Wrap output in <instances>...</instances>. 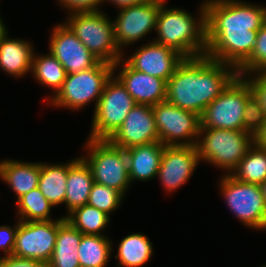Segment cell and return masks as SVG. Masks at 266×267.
Returning <instances> with one entry per match:
<instances>
[{
    "label": "cell",
    "instance_id": "cell-1",
    "mask_svg": "<svg viewBox=\"0 0 266 267\" xmlns=\"http://www.w3.org/2000/svg\"><path fill=\"white\" fill-rule=\"evenodd\" d=\"M205 55L238 69L252 54L266 8L237 0H207Z\"/></svg>",
    "mask_w": 266,
    "mask_h": 267
},
{
    "label": "cell",
    "instance_id": "cell-2",
    "mask_svg": "<svg viewBox=\"0 0 266 267\" xmlns=\"http://www.w3.org/2000/svg\"><path fill=\"white\" fill-rule=\"evenodd\" d=\"M237 76L235 67L207 55L184 58L167 81L166 101L201 116Z\"/></svg>",
    "mask_w": 266,
    "mask_h": 267
},
{
    "label": "cell",
    "instance_id": "cell-3",
    "mask_svg": "<svg viewBox=\"0 0 266 267\" xmlns=\"http://www.w3.org/2000/svg\"><path fill=\"white\" fill-rule=\"evenodd\" d=\"M164 3L161 4L157 16L156 31L159 38L155 42L174 49L184 58L205 55L207 44L204 4L200 10L201 18L199 22H195L188 12L178 8L167 10Z\"/></svg>",
    "mask_w": 266,
    "mask_h": 267
},
{
    "label": "cell",
    "instance_id": "cell-4",
    "mask_svg": "<svg viewBox=\"0 0 266 267\" xmlns=\"http://www.w3.org/2000/svg\"><path fill=\"white\" fill-rule=\"evenodd\" d=\"M66 25L100 61L114 65L113 69L122 63L113 23L102 11L72 13Z\"/></svg>",
    "mask_w": 266,
    "mask_h": 267
},
{
    "label": "cell",
    "instance_id": "cell-5",
    "mask_svg": "<svg viewBox=\"0 0 266 267\" xmlns=\"http://www.w3.org/2000/svg\"><path fill=\"white\" fill-rule=\"evenodd\" d=\"M201 134L205 136L196 144L199 159L231 172L255 143L254 136L243 130L201 127Z\"/></svg>",
    "mask_w": 266,
    "mask_h": 267
},
{
    "label": "cell",
    "instance_id": "cell-6",
    "mask_svg": "<svg viewBox=\"0 0 266 267\" xmlns=\"http://www.w3.org/2000/svg\"><path fill=\"white\" fill-rule=\"evenodd\" d=\"M87 145L89 157L82 158L91 168L94 182L125 194L131 183L125 149L114 146L108 139L89 138Z\"/></svg>",
    "mask_w": 266,
    "mask_h": 267
},
{
    "label": "cell",
    "instance_id": "cell-7",
    "mask_svg": "<svg viewBox=\"0 0 266 267\" xmlns=\"http://www.w3.org/2000/svg\"><path fill=\"white\" fill-rule=\"evenodd\" d=\"M252 95L249 82L238 75L200 116L201 127L243 130L245 103Z\"/></svg>",
    "mask_w": 266,
    "mask_h": 267
},
{
    "label": "cell",
    "instance_id": "cell-8",
    "mask_svg": "<svg viewBox=\"0 0 266 267\" xmlns=\"http://www.w3.org/2000/svg\"><path fill=\"white\" fill-rule=\"evenodd\" d=\"M113 66L99 61L93 68L67 74L51 103L77 110L96 98L97 105L107 80L114 73Z\"/></svg>",
    "mask_w": 266,
    "mask_h": 267
},
{
    "label": "cell",
    "instance_id": "cell-9",
    "mask_svg": "<svg viewBox=\"0 0 266 267\" xmlns=\"http://www.w3.org/2000/svg\"><path fill=\"white\" fill-rule=\"evenodd\" d=\"M112 77L114 75L107 80L95 105L90 139H109L136 104L120 80Z\"/></svg>",
    "mask_w": 266,
    "mask_h": 267
},
{
    "label": "cell",
    "instance_id": "cell-10",
    "mask_svg": "<svg viewBox=\"0 0 266 267\" xmlns=\"http://www.w3.org/2000/svg\"><path fill=\"white\" fill-rule=\"evenodd\" d=\"M152 111L159 141L164 146H196L201 128L198 114L181 109L166 100L153 105ZM180 139L185 141H177Z\"/></svg>",
    "mask_w": 266,
    "mask_h": 267
},
{
    "label": "cell",
    "instance_id": "cell-11",
    "mask_svg": "<svg viewBox=\"0 0 266 267\" xmlns=\"http://www.w3.org/2000/svg\"><path fill=\"white\" fill-rule=\"evenodd\" d=\"M221 179L222 195L231 212L249 227L266 229V203L261 186L240 182L229 174Z\"/></svg>",
    "mask_w": 266,
    "mask_h": 267
},
{
    "label": "cell",
    "instance_id": "cell-12",
    "mask_svg": "<svg viewBox=\"0 0 266 267\" xmlns=\"http://www.w3.org/2000/svg\"><path fill=\"white\" fill-rule=\"evenodd\" d=\"M12 256L34 259L47 264L53 254L58 233V220L20 221Z\"/></svg>",
    "mask_w": 266,
    "mask_h": 267
},
{
    "label": "cell",
    "instance_id": "cell-13",
    "mask_svg": "<svg viewBox=\"0 0 266 267\" xmlns=\"http://www.w3.org/2000/svg\"><path fill=\"white\" fill-rule=\"evenodd\" d=\"M166 0H148L138 5L121 8L113 22L114 38L119 49L146 36L156 29L161 4ZM122 45V46H121Z\"/></svg>",
    "mask_w": 266,
    "mask_h": 267
},
{
    "label": "cell",
    "instance_id": "cell-14",
    "mask_svg": "<svg viewBox=\"0 0 266 267\" xmlns=\"http://www.w3.org/2000/svg\"><path fill=\"white\" fill-rule=\"evenodd\" d=\"M108 140L122 149L160 142L152 106L135 104L122 125Z\"/></svg>",
    "mask_w": 266,
    "mask_h": 267
},
{
    "label": "cell",
    "instance_id": "cell-15",
    "mask_svg": "<svg viewBox=\"0 0 266 267\" xmlns=\"http://www.w3.org/2000/svg\"><path fill=\"white\" fill-rule=\"evenodd\" d=\"M49 48L67 74L93 68L100 61L66 24L54 28Z\"/></svg>",
    "mask_w": 266,
    "mask_h": 267
},
{
    "label": "cell",
    "instance_id": "cell-16",
    "mask_svg": "<svg viewBox=\"0 0 266 267\" xmlns=\"http://www.w3.org/2000/svg\"><path fill=\"white\" fill-rule=\"evenodd\" d=\"M196 146H165L157 176L167 191L184 185L199 162Z\"/></svg>",
    "mask_w": 266,
    "mask_h": 267
},
{
    "label": "cell",
    "instance_id": "cell-17",
    "mask_svg": "<svg viewBox=\"0 0 266 267\" xmlns=\"http://www.w3.org/2000/svg\"><path fill=\"white\" fill-rule=\"evenodd\" d=\"M183 59L174 49L152 41L139 48L126 62L137 71L167 82Z\"/></svg>",
    "mask_w": 266,
    "mask_h": 267
},
{
    "label": "cell",
    "instance_id": "cell-18",
    "mask_svg": "<svg viewBox=\"0 0 266 267\" xmlns=\"http://www.w3.org/2000/svg\"><path fill=\"white\" fill-rule=\"evenodd\" d=\"M118 79L132 96L136 104L156 105L166 100L167 82L133 69L123 61Z\"/></svg>",
    "mask_w": 266,
    "mask_h": 267
},
{
    "label": "cell",
    "instance_id": "cell-19",
    "mask_svg": "<svg viewBox=\"0 0 266 267\" xmlns=\"http://www.w3.org/2000/svg\"><path fill=\"white\" fill-rule=\"evenodd\" d=\"M164 147L161 142H153L125 149L130 182L134 179L150 180L157 176Z\"/></svg>",
    "mask_w": 266,
    "mask_h": 267
},
{
    "label": "cell",
    "instance_id": "cell-20",
    "mask_svg": "<svg viewBox=\"0 0 266 267\" xmlns=\"http://www.w3.org/2000/svg\"><path fill=\"white\" fill-rule=\"evenodd\" d=\"M65 203L68 212L87 204L94 184L91 168L81 157L68 163Z\"/></svg>",
    "mask_w": 266,
    "mask_h": 267
},
{
    "label": "cell",
    "instance_id": "cell-21",
    "mask_svg": "<svg viewBox=\"0 0 266 267\" xmlns=\"http://www.w3.org/2000/svg\"><path fill=\"white\" fill-rule=\"evenodd\" d=\"M82 235L64 216L58 219L56 244L47 267H80L77 249Z\"/></svg>",
    "mask_w": 266,
    "mask_h": 267
},
{
    "label": "cell",
    "instance_id": "cell-22",
    "mask_svg": "<svg viewBox=\"0 0 266 267\" xmlns=\"http://www.w3.org/2000/svg\"><path fill=\"white\" fill-rule=\"evenodd\" d=\"M40 172L41 163L0 162V177L11 186L18 199L38 187Z\"/></svg>",
    "mask_w": 266,
    "mask_h": 267
},
{
    "label": "cell",
    "instance_id": "cell-23",
    "mask_svg": "<svg viewBox=\"0 0 266 267\" xmlns=\"http://www.w3.org/2000/svg\"><path fill=\"white\" fill-rule=\"evenodd\" d=\"M7 38L6 35L0 42V67L12 76L22 77L32 69V45Z\"/></svg>",
    "mask_w": 266,
    "mask_h": 267
},
{
    "label": "cell",
    "instance_id": "cell-24",
    "mask_svg": "<svg viewBox=\"0 0 266 267\" xmlns=\"http://www.w3.org/2000/svg\"><path fill=\"white\" fill-rule=\"evenodd\" d=\"M67 176L68 164L50 166L41 163L38 188L53 206L65 203Z\"/></svg>",
    "mask_w": 266,
    "mask_h": 267
},
{
    "label": "cell",
    "instance_id": "cell-25",
    "mask_svg": "<svg viewBox=\"0 0 266 267\" xmlns=\"http://www.w3.org/2000/svg\"><path fill=\"white\" fill-rule=\"evenodd\" d=\"M230 175L240 182L261 185L266 181V148L254 143Z\"/></svg>",
    "mask_w": 266,
    "mask_h": 267
},
{
    "label": "cell",
    "instance_id": "cell-26",
    "mask_svg": "<svg viewBox=\"0 0 266 267\" xmlns=\"http://www.w3.org/2000/svg\"><path fill=\"white\" fill-rule=\"evenodd\" d=\"M152 244L143 234H130L124 237L118 247L119 264L123 267H139L145 264L152 255Z\"/></svg>",
    "mask_w": 266,
    "mask_h": 267
},
{
    "label": "cell",
    "instance_id": "cell-27",
    "mask_svg": "<svg viewBox=\"0 0 266 267\" xmlns=\"http://www.w3.org/2000/svg\"><path fill=\"white\" fill-rule=\"evenodd\" d=\"M111 248L110 241L104 236L83 234L77 249L80 267H105Z\"/></svg>",
    "mask_w": 266,
    "mask_h": 267
},
{
    "label": "cell",
    "instance_id": "cell-28",
    "mask_svg": "<svg viewBox=\"0 0 266 267\" xmlns=\"http://www.w3.org/2000/svg\"><path fill=\"white\" fill-rule=\"evenodd\" d=\"M73 227L84 235H99L109 222V215L88 204L79 207L65 217Z\"/></svg>",
    "mask_w": 266,
    "mask_h": 267
},
{
    "label": "cell",
    "instance_id": "cell-29",
    "mask_svg": "<svg viewBox=\"0 0 266 267\" xmlns=\"http://www.w3.org/2000/svg\"><path fill=\"white\" fill-rule=\"evenodd\" d=\"M31 72L34 73V77L41 84L50 86L56 90V93L61 89L67 76L63 65L51 52L46 56L40 57H36L33 54Z\"/></svg>",
    "mask_w": 266,
    "mask_h": 267
},
{
    "label": "cell",
    "instance_id": "cell-30",
    "mask_svg": "<svg viewBox=\"0 0 266 267\" xmlns=\"http://www.w3.org/2000/svg\"><path fill=\"white\" fill-rule=\"evenodd\" d=\"M16 204L19 215H22L20 221L50 220L49 214L53 205L43 196L38 187L21 196Z\"/></svg>",
    "mask_w": 266,
    "mask_h": 267
},
{
    "label": "cell",
    "instance_id": "cell-31",
    "mask_svg": "<svg viewBox=\"0 0 266 267\" xmlns=\"http://www.w3.org/2000/svg\"><path fill=\"white\" fill-rule=\"evenodd\" d=\"M122 197L123 194L121 192L94 182L87 204L110 215L111 211L118 208Z\"/></svg>",
    "mask_w": 266,
    "mask_h": 267
},
{
    "label": "cell",
    "instance_id": "cell-32",
    "mask_svg": "<svg viewBox=\"0 0 266 267\" xmlns=\"http://www.w3.org/2000/svg\"><path fill=\"white\" fill-rule=\"evenodd\" d=\"M238 75L257 73L266 70V22L257 33L255 47L251 56L237 69ZM249 71V72H248Z\"/></svg>",
    "mask_w": 266,
    "mask_h": 267
},
{
    "label": "cell",
    "instance_id": "cell-33",
    "mask_svg": "<svg viewBox=\"0 0 266 267\" xmlns=\"http://www.w3.org/2000/svg\"><path fill=\"white\" fill-rule=\"evenodd\" d=\"M266 120L264 109L257 98L252 94L245 103L243 115V131L255 136L262 128Z\"/></svg>",
    "mask_w": 266,
    "mask_h": 267
},
{
    "label": "cell",
    "instance_id": "cell-34",
    "mask_svg": "<svg viewBox=\"0 0 266 267\" xmlns=\"http://www.w3.org/2000/svg\"><path fill=\"white\" fill-rule=\"evenodd\" d=\"M257 76L258 77L254 79L246 78V80L252 88V94L257 98L266 114V73L264 71H259Z\"/></svg>",
    "mask_w": 266,
    "mask_h": 267
},
{
    "label": "cell",
    "instance_id": "cell-35",
    "mask_svg": "<svg viewBox=\"0 0 266 267\" xmlns=\"http://www.w3.org/2000/svg\"><path fill=\"white\" fill-rule=\"evenodd\" d=\"M59 2L71 10V13H76L99 11L96 7L104 2V0H59Z\"/></svg>",
    "mask_w": 266,
    "mask_h": 267
},
{
    "label": "cell",
    "instance_id": "cell-36",
    "mask_svg": "<svg viewBox=\"0 0 266 267\" xmlns=\"http://www.w3.org/2000/svg\"><path fill=\"white\" fill-rule=\"evenodd\" d=\"M18 224L14 229L10 226H0V249H4L6 257L13 255L16 231Z\"/></svg>",
    "mask_w": 266,
    "mask_h": 267
},
{
    "label": "cell",
    "instance_id": "cell-37",
    "mask_svg": "<svg viewBox=\"0 0 266 267\" xmlns=\"http://www.w3.org/2000/svg\"><path fill=\"white\" fill-rule=\"evenodd\" d=\"M0 267H47V264L34 259H26L17 256L0 258Z\"/></svg>",
    "mask_w": 266,
    "mask_h": 267
},
{
    "label": "cell",
    "instance_id": "cell-38",
    "mask_svg": "<svg viewBox=\"0 0 266 267\" xmlns=\"http://www.w3.org/2000/svg\"><path fill=\"white\" fill-rule=\"evenodd\" d=\"M254 140L258 146L266 148V120L261 130L254 136Z\"/></svg>",
    "mask_w": 266,
    "mask_h": 267
},
{
    "label": "cell",
    "instance_id": "cell-39",
    "mask_svg": "<svg viewBox=\"0 0 266 267\" xmlns=\"http://www.w3.org/2000/svg\"><path fill=\"white\" fill-rule=\"evenodd\" d=\"M105 1V0H104ZM119 6L118 8H124L132 5H138L148 0H108Z\"/></svg>",
    "mask_w": 266,
    "mask_h": 267
},
{
    "label": "cell",
    "instance_id": "cell-40",
    "mask_svg": "<svg viewBox=\"0 0 266 267\" xmlns=\"http://www.w3.org/2000/svg\"><path fill=\"white\" fill-rule=\"evenodd\" d=\"M7 30L4 27V24L2 23V20L0 19V42L1 40L7 35Z\"/></svg>",
    "mask_w": 266,
    "mask_h": 267
},
{
    "label": "cell",
    "instance_id": "cell-41",
    "mask_svg": "<svg viewBox=\"0 0 266 267\" xmlns=\"http://www.w3.org/2000/svg\"><path fill=\"white\" fill-rule=\"evenodd\" d=\"M260 186H261V190L263 192V197H264V200H265V203H266V181L263 182Z\"/></svg>",
    "mask_w": 266,
    "mask_h": 267
}]
</instances>
